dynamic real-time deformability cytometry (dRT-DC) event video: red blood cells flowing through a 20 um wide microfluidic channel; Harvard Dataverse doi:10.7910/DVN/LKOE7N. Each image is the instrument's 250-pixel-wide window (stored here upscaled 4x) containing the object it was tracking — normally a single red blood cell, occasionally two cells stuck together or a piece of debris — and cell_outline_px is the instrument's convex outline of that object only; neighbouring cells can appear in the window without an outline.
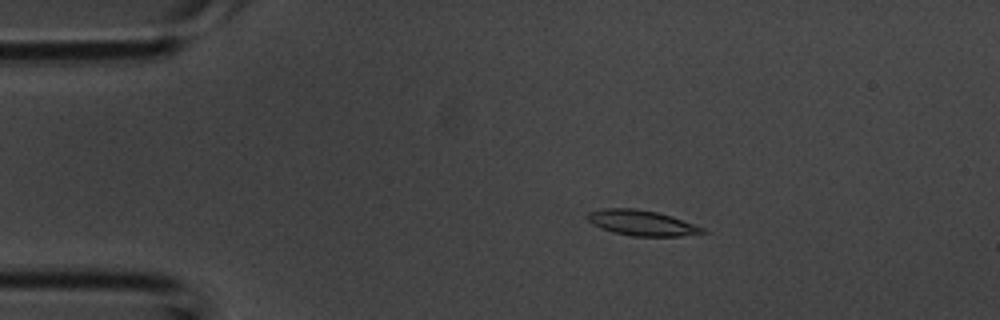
{"species": "common noctule bat (a hibernating species)", "species_latin": "Nyctalus noctula", "temperature_condition": "room temperature", "stored_images_in_passage": 36, "camera_frame_rate_fps": 3000, "um_per_image_px": 0.085, "animal": {"sex": "male", "body_mass_g": 20.1, "forearm_length_mm": 53.5}, "frame": {"image": 1, "passage_image": 2, "time_ms": 0.333, "image_size_px": [1000, 320], "cell_outline_px": [[708, 232], [680, 236], [632, 236], [612, 232], [592, 224], [584, 216], [588, 212], [604, 208], [636, 208], [656, 212], [672, 216], [704, 228]], "centroid_in_image_um": [54.51, 18.94], "position_along_channel_um": 30.5, "area_um2": 17.05}}
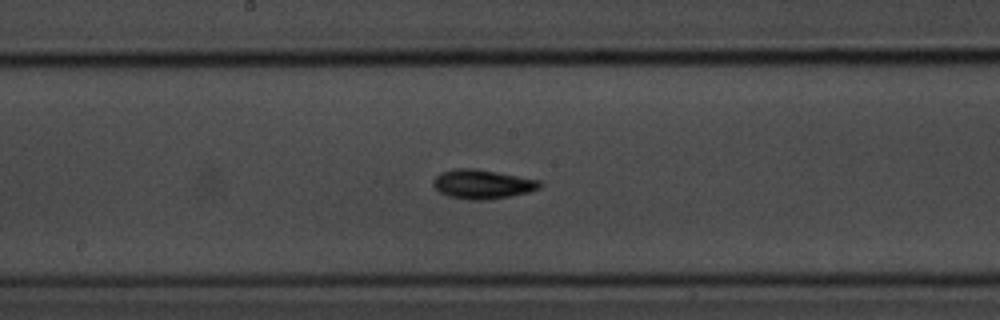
{"frame": {"image": 2, "passage_image": 16, "time_ms": 5.0, "image_size_px": [1000, 320], "cell_outline_px": [[544, 184], [540, 188], [528, 192], [508, 196], [484, 200], [468, 200], [448, 196], [440, 192], [432, 184], [432, 180], [440, 172], [456, 168], [476, 168], [540, 180]], "centroid_in_image_um": [40.99, 15.64], "position_along_channel_um": 207.2, "area_um2": 18.21}}
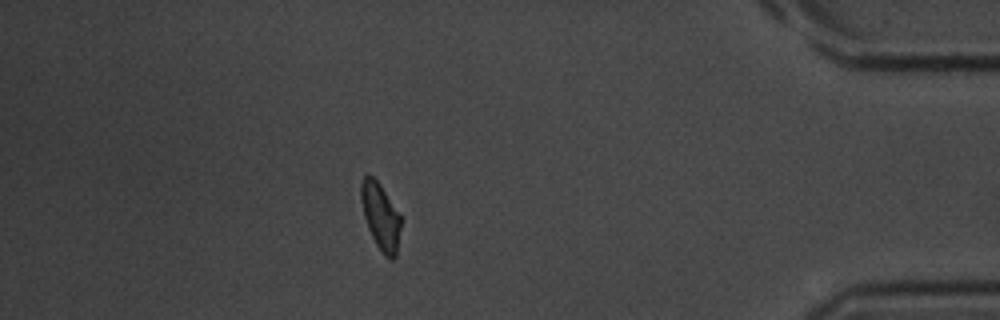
{"frame": {"image": 3, "passage_image": 31, "time_ms": 10.0, "image_size_px": [1000, 320], "cell_outline_px": [[400, 228], [396, 256], [392, 260], [388, 260], [384, 256], [376, 244], [368, 228], [364, 216], [360, 200], [360, 184], [364, 176], [368, 172], [380, 184], [400, 216]], "centroid_in_image_um": [32.32, 18.39], "position_along_channel_um": 402.9, "area_um2": 15.37}}